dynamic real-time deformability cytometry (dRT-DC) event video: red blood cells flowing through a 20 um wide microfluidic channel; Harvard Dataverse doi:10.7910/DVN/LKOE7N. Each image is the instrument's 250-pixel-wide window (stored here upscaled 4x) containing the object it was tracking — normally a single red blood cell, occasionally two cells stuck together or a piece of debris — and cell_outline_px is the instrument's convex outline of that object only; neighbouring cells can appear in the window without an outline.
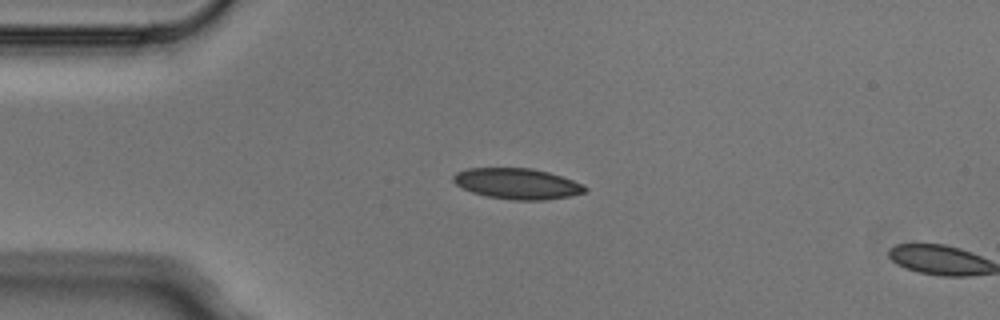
{"species": "Egyptian fruit bat (a non-hibernating species)", "species_latin": "Rousettus aegyptiacus", "temperature_condition": "cold", "stored_images_in_passage": 4, "camera_frame_rate_fps": 3000, "um_per_image_px": 0.085, "animal": {"sex": "male"}, "frame": {"image": 1, "passage_image": 3, "time_ms": 0.667, "image_size_px": [1000, 320], "cell_outline_px": [[588, 192], [568, 196], [544, 200], [512, 200], [488, 196], [472, 192], [456, 184], [452, 180], [452, 176], [456, 172], [468, 168], [532, 168], [548, 172], [584, 184], [588, 188]], "centroid_in_image_um": [43.98, 15.61], "position_along_channel_um": 41.0, "area_um2": 23.58}}